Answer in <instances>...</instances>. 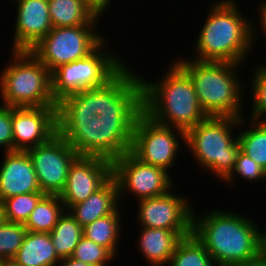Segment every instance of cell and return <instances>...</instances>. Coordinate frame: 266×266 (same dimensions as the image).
I'll return each mask as SVG.
<instances>
[{
  "label": "cell",
  "instance_id": "cell-36",
  "mask_svg": "<svg viewBox=\"0 0 266 266\" xmlns=\"http://www.w3.org/2000/svg\"><path fill=\"white\" fill-rule=\"evenodd\" d=\"M229 266H266V261L264 257L261 254H259L258 256L252 259L243 262H237Z\"/></svg>",
  "mask_w": 266,
  "mask_h": 266
},
{
  "label": "cell",
  "instance_id": "cell-33",
  "mask_svg": "<svg viewBox=\"0 0 266 266\" xmlns=\"http://www.w3.org/2000/svg\"><path fill=\"white\" fill-rule=\"evenodd\" d=\"M0 147L2 151H14L12 132V107L0 104Z\"/></svg>",
  "mask_w": 266,
  "mask_h": 266
},
{
  "label": "cell",
  "instance_id": "cell-22",
  "mask_svg": "<svg viewBox=\"0 0 266 266\" xmlns=\"http://www.w3.org/2000/svg\"><path fill=\"white\" fill-rule=\"evenodd\" d=\"M48 6L52 27L99 25L103 19L83 0H48Z\"/></svg>",
  "mask_w": 266,
  "mask_h": 266
},
{
  "label": "cell",
  "instance_id": "cell-40",
  "mask_svg": "<svg viewBox=\"0 0 266 266\" xmlns=\"http://www.w3.org/2000/svg\"><path fill=\"white\" fill-rule=\"evenodd\" d=\"M8 266H22V265H19V264L13 262L12 260H8Z\"/></svg>",
  "mask_w": 266,
  "mask_h": 266
},
{
  "label": "cell",
  "instance_id": "cell-12",
  "mask_svg": "<svg viewBox=\"0 0 266 266\" xmlns=\"http://www.w3.org/2000/svg\"><path fill=\"white\" fill-rule=\"evenodd\" d=\"M174 188L164 195L138 200V213H135L136 222L138 226L141 225L139 227L193 232L195 205L186 195H179Z\"/></svg>",
  "mask_w": 266,
  "mask_h": 266
},
{
  "label": "cell",
  "instance_id": "cell-2",
  "mask_svg": "<svg viewBox=\"0 0 266 266\" xmlns=\"http://www.w3.org/2000/svg\"><path fill=\"white\" fill-rule=\"evenodd\" d=\"M237 0H213L199 30L194 57L202 62L246 64L253 53L258 32L256 22L243 14ZM211 5V6H210ZM209 9V10H208ZM241 9V10H240ZM254 23V24H253ZM252 51V52H251Z\"/></svg>",
  "mask_w": 266,
  "mask_h": 266
},
{
  "label": "cell",
  "instance_id": "cell-16",
  "mask_svg": "<svg viewBox=\"0 0 266 266\" xmlns=\"http://www.w3.org/2000/svg\"><path fill=\"white\" fill-rule=\"evenodd\" d=\"M8 1L16 5L11 50H30L53 28L48 0Z\"/></svg>",
  "mask_w": 266,
  "mask_h": 266
},
{
  "label": "cell",
  "instance_id": "cell-4",
  "mask_svg": "<svg viewBox=\"0 0 266 266\" xmlns=\"http://www.w3.org/2000/svg\"><path fill=\"white\" fill-rule=\"evenodd\" d=\"M163 72L156 81H147L138 74L143 112L159 124L186 132L208 116L199 104L189 75L174 60Z\"/></svg>",
  "mask_w": 266,
  "mask_h": 266
},
{
  "label": "cell",
  "instance_id": "cell-7",
  "mask_svg": "<svg viewBox=\"0 0 266 266\" xmlns=\"http://www.w3.org/2000/svg\"><path fill=\"white\" fill-rule=\"evenodd\" d=\"M9 63L0 71V98L11 107L57 106L51 72L29 50H10Z\"/></svg>",
  "mask_w": 266,
  "mask_h": 266
},
{
  "label": "cell",
  "instance_id": "cell-9",
  "mask_svg": "<svg viewBox=\"0 0 266 266\" xmlns=\"http://www.w3.org/2000/svg\"><path fill=\"white\" fill-rule=\"evenodd\" d=\"M98 26L53 27L29 51L52 73L61 65L88 56L106 39Z\"/></svg>",
  "mask_w": 266,
  "mask_h": 266
},
{
  "label": "cell",
  "instance_id": "cell-3",
  "mask_svg": "<svg viewBox=\"0 0 266 266\" xmlns=\"http://www.w3.org/2000/svg\"><path fill=\"white\" fill-rule=\"evenodd\" d=\"M193 212V234L203 243L217 266H229L260 254L261 226L249 215L215 208ZM255 222V223H254Z\"/></svg>",
  "mask_w": 266,
  "mask_h": 266
},
{
  "label": "cell",
  "instance_id": "cell-27",
  "mask_svg": "<svg viewBox=\"0 0 266 266\" xmlns=\"http://www.w3.org/2000/svg\"><path fill=\"white\" fill-rule=\"evenodd\" d=\"M167 266H217L203 243L192 233L183 237Z\"/></svg>",
  "mask_w": 266,
  "mask_h": 266
},
{
  "label": "cell",
  "instance_id": "cell-14",
  "mask_svg": "<svg viewBox=\"0 0 266 266\" xmlns=\"http://www.w3.org/2000/svg\"><path fill=\"white\" fill-rule=\"evenodd\" d=\"M14 151H27L58 134L57 106L12 107Z\"/></svg>",
  "mask_w": 266,
  "mask_h": 266
},
{
  "label": "cell",
  "instance_id": "cell-39",
  "mask_svg": "<svg viewBox=\"0 0 266 266\" xmlns=\"http://www.w3.org/2000/svg\"><path fill=\"white\" fill-rule=\"evenodd\" d=\"M6 221L3 202L0 200V225Z\"/></svg>",
  "mask_w": 266,
  "mask_h": 266
},
{
  "label": "cell",
  "instance_id": "cell-19",
  "mask_svg": "<svg viewBox=\"0 0 266 266\" xmlns=\"http://www.w3.org/2000/svg\"><path fill=\"white\" fill-rule=\"evenodd\" d=\"M122 205L119 201L118 185L111 177L100 189L86 200L72 205L67 211L85 227L95 220L113 214Z\"/></svg>",
  "mask_w": 266,
  "mask_h": 266
},
{
  "label": "cell",
  "instance_id": "cell-11",
  "mask_svg": "<svg viewBox=\"0 0 266 266\" xmlns=\"http://www.w3.org/2000/svg\"><path fill=\"white\" fill-rule=\"evenodd\" d=\"M112 177L120 203L127 194L134 195L135 201L164 195L176 182L167 171L140 161L130 151L112 161Z\"/></svg>",
  "mask_w": 266,
  "mask_h": 266
},
{
  "label": "cell",
  "instance_id": "cell-25",
  "mask_svg": "<svg viewBox=\"0 0 266 266\" xmlns=\"http://www.w3.org/2000/svg\"><path fill=\"white\" fill-rule=\"evenodd\" d=\"M65 211L59 195L45 194L31 212L25 228L30 232L50 233Z\"/></svg>",
  "mask_w": 266,
  "mask_h": 266
},
{
  "label": "cell",
  "instance_id": "cell-6",
  "mask_svg": "<svg viewBox=\"0 0 266 266\" xmlns=\"http://www.w3.org/2000/svg\"><path fill=\"white\" fill-rule=\"evenodd\" d=\"M239 123L240 118L236 117L208 116L185 132V150L200 169L221 183L233 171L241 149L236 133Z\"/></svg>",
  "mask_w": 266,
  "mask_h": 266
},
{
  "label": "cell",
  "instance_id": "cell-41",
  "mask_svg": "<svg viewBox=\"0 0 266 266\" xmlns=\"http://www.w3.org/2000/svg\"><path fill=\"white\" fill-rule=\"evenodd\" d=\"M0 266H8V260L4 262H0Z\"/></svg>",
  "mask_w": 266,
  "mask_h": 266
},
{
  "label": "cell",
  "instance_id": "cell-1",
  "mask_svg": "<svg viewBox=\"0 0 266 266\" xmlns=\"http://www.w3.org/2000/svg\"><path fill=\"white\" fill-rule=\"evenodd\" d=\"M142 111V85L138 81L100 116L89 108L86 89L58 102V134L79 156L113 161L130 151L134 123Z\"/></svg>",
  "mask_w": 266,
  "mask_h": 266
},
{
  "label": "cell",
  "instance_id": "cell-30",
  "mask_svg": "<svg viewBox=\"0 0 266 266\" xmlns=\"http://www.w3.org/2000/svg\"><path fill=\"white\" fill-rule=\"evenodd\" d=\"M27 229L24 224L5 221L0 225V262L12 260L23 244Z\"/></svg>",
  "mask_w": 266,
  "mask_h": 266
},
{
  "label": "cell",
  "instance_id": "cell-20",
  "mask_svg": "<svg viewBox=\"0 0 266 266\" xmlns=\"http://www.w3.org/2000/svg\"><path fill=\"white\" fill-rule=\"evenodd\" d=\"M60 258L55 252L50 233L27 231L23 244L12 261L22 266H57Z\"/></svg>",
  "mask_w": 266,
  "mask_h": 266
},
{
  "label": "cell",
  "instance_id": "cell-26",
  "mask_svg": "<svg viewBox=\"0 0 266 266\" xmlns=\"http://www.w3.org/2000/svg\"><path fill=\"white\" fill-rule=\"evenodd\" d=\"M50 236L58 257H71L83 236V227L65 211L51 230Z\"/></svg>",
  "mask_w": 266,
  "mask_h": 266
},
{
  "label": "cell",
  "instance_id": "cell-34",
  "mask_svg": "<svg viewBox=\"0 0 266 266\" xmlns=\"http://www.w3.org/2000/svg\"><path fill=\"white\" fill-rule=\"evenodd\" d=\"M85 4L94 12L96 16L103 18L104 13L106 15L113 0H83ZM116 1V0H115ZM106 11V12H105Z\"/></svg>",
  "mask_w": 266,
  "mask_h": 266
},
{
  "label": "cell",
  "instance_id": "cell-38",
  "mask_svg": "<svg viewBox=\"0 0 266 266\" xmlns=\"http://www.w3.org/2000/svg\"><path fill=\"white\" fill-rule=\"evenodd\" d=\"M260 254L264 257L266 261V230H263V229L261 232Z\"/></svg>",
  "mask_w": 266,
  "mask_h": 266
},
{
  "label": "cell",
  "instance_id": "cell-29",
  "mask_svg": "<svg viewBox=\"0 0 266 266\" xmlns=\"http://www.w3.org/2000/svg\"><path fill=\"white\" fill-rule=\"evenodd\" d=\"M44 195L43 192H31L4 199L2 202L6 221L25 224Z\"/></svg>",
  "mask_w": 266,
  "mask_h": 266
},
{
  "label": "cell",
  "instance_id": "cell-31",
  "mask_svg": "<svg viewBox=\"0 0 266 266\" xmlns=\"http://www.w3.org/2000/svg\"><path fill=\"white\" fill-rule=\"evenodd\" d=\"M237 176L239 178L246 180L249 184L256 182H266V171L259 164H257L253 159H251L247 154H245L241 149L238 153L237 159L235 161V166L230 175L223 181L227 183V186L230 185L236 186ZM236 180V181H235ZM235 183V184H234ZM237 183V184H236Z\"/></svg>",
  "mask_w": 266,
  "mask_h": 266
},
{
  "label": "cell",
  "instance_id": "cell-35",
  "mask_svg": "<svg viewBox=\"0 0 266 266\" xmlns=\"http://www.w3.org/2000/svg\"><path fill=\"white\" fill-rule=\"evenodd\" d=\"M259 7H257V11H258V16H259V25H256L258 31H259V34L256 33V36L263 34L264 35V39L266 38V0H262L260 2V4L258 5ZM260 12V13H259ZM259 26V28H258ZM261 32H260V30Z\"/></svg>",
  "mask_w": 266,
  "mask_h": 266
},
{
  "label": "cell",
  "instance_id": "cell-24",
  "mask_svg": "<svg viewBox=\"0 0 266 266\" xmlns=\"http://www.w3.org/2000/svg\"><path fill=\"white\" fill-rule=\"evenodd\" d=\"M239 127L241 132L237 135L241 150L266 171V123L243 116Z\"/></svg>",
  "mask_w": 266,
  "mask_h": 266
},
{
  "label": "cell",
  "instance_id": "cell-37",
  "mask_svg": "<svg viewBox=\"0 0 266 266\" xmlns=\"http://www.w3.org/2000/svg\"><path fill=\"white\" fill-rule=\"evenodd\" d=\"M57 266H93V265L77 261L71 257H67V258H62Z\"/></svg>",
  "mask_w": 266,
  "mask_h": 266
},
{
  "label": "cell",
  "instance_id": "cell-10",
  "mask_svg": "<svg viewBox=\"0 0 266 266\" xmlns=\"http://www.w3.org/2000/svg\"><path fill=\"white\" fill-rule=\"evenodd\" d=\"M182 146H185L184 130L159 124L143 111L137 116L130 152L140 161L160 167L171 175L173 165L179 163L177 155Z\"/></svg>",
  "mask_w": 266,
  "mask_h": 266
},
{
  "label": "cell",
  "instance_id": "cell-13",
  "mask_svg": "<svg viewBox=\"0 0 266 266\" xmlns=\"http://www.w3.org/2000/svg\"><path fill=\"white\" fill-rule=\"evenodd\" d=\"M41 192L60 195L66 185L70 165L79 156L59 134L45 144L27 150Z\"/></svg>",
  "mask_w": 266,
  "mask_h": 266
},
{
  "label": "cell",
  "instance_id": "cell-17",
  "mask_svg": "<svg viewBox=\"0 0 266 266\" xmlns=\"http://www.w3.org/2000/svg\"><path fill=\"white\" fill-rule=\"evenodd\" d=\"M0 166V200L41 192L32 160L27 151L4 152Z\"/></svg>",
  "mask_w": 266,
  "mask_h": 266
},
{
  "label": "cell",
  "instance_id": "cell-5",
  "mask_svg": "<svg viewBox=\"0 0 266 266\" xmlns=\"http://www.w3.org/2000/svg\"><path fill=\"white\" fill-rule=\"evenodd\" d=\"M173 60L189 75L199 104L207 116H246L243 114L246 83L241 80L239 70L244 67L243 64L202 62L183 55Z\"/></svg>",
  "mask_w": 266,
  "mask_h": 266
},
{
  "label": "cell",
  "instance_id": "cell-23",
  "mask_svg": "<svg viewBox=\"0 0 266 266\" xmlns=\"http://www.w3.org/2000/svg\"><path fill=\"white\" fill-rule=\"evenodd\" d=\"M122 206L113 214L101 217L91 224L83 227V236L92 240L94 243L107 248L115 257L119 252L118 244L121 240L122 224ZM120 209V210H119ZM120 238V239H119Z\"/></svg>",
  "mask_w": 266,
  "mask_h": 266
},
{
  "label": "cell",
  "instance_id": "cell-28",
  "mask_svg": "<svg viewBox=\"0 0 266 266\" xmlns=\"http://www.w3.org/2000/svg\"><path fill=\"white\" fill-rule=\"evenodd\" d=\"M255 70L253 69V73H250V82L248 85L250 86L248 92H250V100L249 102L251 111H249L250 119L264 122L266 123V64H262L261 62L255 65ZM257 67V68H256Z\"/></svg>",
  "mask_w": 266,
  "mask_h": 266
},
{
  "label": "cell",
  "instance_id": "cell-15",
  "mask_svg": "<svg viewBox=\"0 0 266 266\" xmlns=\"http://www.w3.org/2000/svg\"><path fill=\"white\" fill-rule=\"evenodd\" d=\"M112 177V161L98 156H78L70 165L59 197L66 211L86 200Z\"/></svg>",
  "mask_w": 266,
  "mask_h": 266
},
{
  "label": "cell",
  "instance_id": "cell-32",
  "mask_svg": "<svg viewBox=\"0 0 266 266\" xmlns=\"http://www.w3.org/2000/svg\"><path fill=\"white\" fill-rule=\"evenodd\" d=\"M71 258L93 266H108L115 256L107 248L82 236Z\"/></svg>",
  "mask_w": 266,
  "mask_h": 266
},
{
  "label": "cell",
  "instance_id": "cell-21",
  "mask_svg": "<svg viewBox=\"0 0 266 266\" xmlns=\"http://www.w3.org/2000/svg\"><path fill=\"white\" fill-rule=\"evenodd\" d=\"M128 65L104 86L89 89V108L96 116L106 112L138 81V72Z\"/></svg>",
  "mask_w": 266,
  "mask_h": 266
},
{
  "label": "cell",
  "instance_id": "cell-18",
  "mask_svg": "<svg viewBox=\"0 0 266 266\" xmlns=\"http://www.w3.org/2000/svg\"><path fill=\"white\" fill-rule=\"evenodd\" d=\"M138 250L149 266H167L179 241L193 232L139 227Z\"/></svg>",
  "mask_w": 266,
  "mask_h": 266
},
{
  "label": "cell",
  "instance_id": "cell-8",
  "mask_svg": "<svg viewBox=\"0 0 266 266\" xmlns=\"http://www.w3.org/2000/svg\"><path fill=\"white\" fill-rule=\"evenodd\" d=\"M108 41L105 39L88 56L61 65L51 73L52 94L57 103L66 96L104 86L127 65L119 49L108 50Z\"/></svg>",
  "mask_w": 266,
  "mask_h": 266
}]
</instances>
